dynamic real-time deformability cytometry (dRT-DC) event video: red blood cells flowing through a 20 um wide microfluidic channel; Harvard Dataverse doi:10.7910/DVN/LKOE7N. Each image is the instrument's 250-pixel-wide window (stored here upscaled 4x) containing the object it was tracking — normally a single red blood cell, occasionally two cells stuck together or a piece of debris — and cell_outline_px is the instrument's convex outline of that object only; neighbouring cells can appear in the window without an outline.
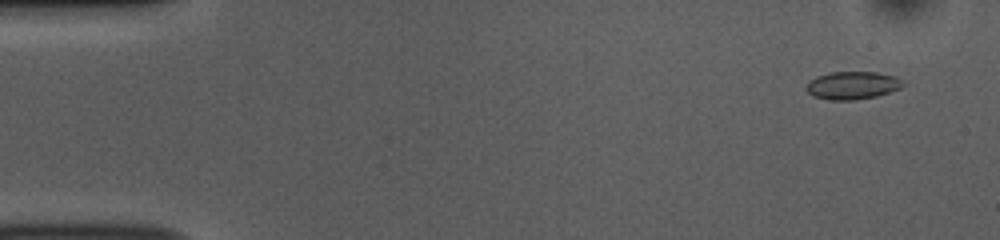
{"species": "common noctule bat (a hibernating species)", "species_latin": "Nyctalus noctula", "temperature_condition": "room temperature", "stored_images_in_passage": 53, "camera_frame_rate_fps": 3000, "um_per_image_px": 0.085, "animal": {"sex": "female", "body_mass_g": 10.0, "forearm_length_mm": 53.1}, "frame": {"image": 1, "passage_image": 4, "time_ms": 1.0, "image_size_px": [1000, 240], "cell_outline_px": [[904, 84], [900, 88], [876, 96], [852, 100], [828, 100], [812, 96], [804, 88], [808, 80], [816, 76], [828, 72], [876, 72], [896, 76], [904, 80]], "centroid_in_image_um": [72.41, 7.25], "position_along_channel_um": 12.6, "area_um2": 15.9}}
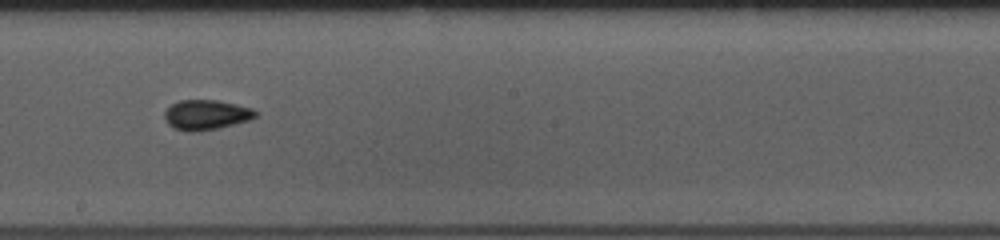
{"frame": {"image": 2, "passage_image": 30, "time_ms": 9.667, "image_size_px": [1000, 240], "cell_outline_px": [[260, 112], [256, 116], [248, 120], [216, 128], [192, 132], [188, 132], [172, 128], [168, 124], [164, 116], [164, 112], [172, 104], [180, 100], [216, 100], [236, 104], [252, 108]], "centroid_in_image_um": [17.51, 9.75], "position_along_channel_um": 230.7, "area_um2": 15.78}}
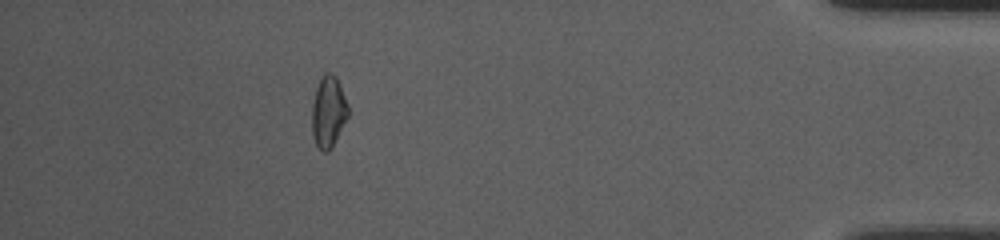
{"frame": {"image": 3, "passage_image": 48, "time_ms": 15.667, "image_size_px": [1000, 240], "cell_outline_px": [[348, 116], [332, 148], [328, 152], [324, 152], [316, 144], [312, 136], [312, 104], [316, 88], [324, 72], [332, 72], [336, 76], [340, 84], [348, 104]], "centroid_in_image_um": [27.91, 9.49], "position_along_channel_um": 407.3, "area_um2": 15.14}, "authors_computed_cell_mechanics": {"area_um2": 15.2014, "velocity_mm_per_s": 3.7976, "shape_relaxation_time_tau1_ms": null, "shape_relaxation_time_tau2_ms": 1.7962, "deformation_change_tau1": null, "deformation_change_tau2": 0.0496}}